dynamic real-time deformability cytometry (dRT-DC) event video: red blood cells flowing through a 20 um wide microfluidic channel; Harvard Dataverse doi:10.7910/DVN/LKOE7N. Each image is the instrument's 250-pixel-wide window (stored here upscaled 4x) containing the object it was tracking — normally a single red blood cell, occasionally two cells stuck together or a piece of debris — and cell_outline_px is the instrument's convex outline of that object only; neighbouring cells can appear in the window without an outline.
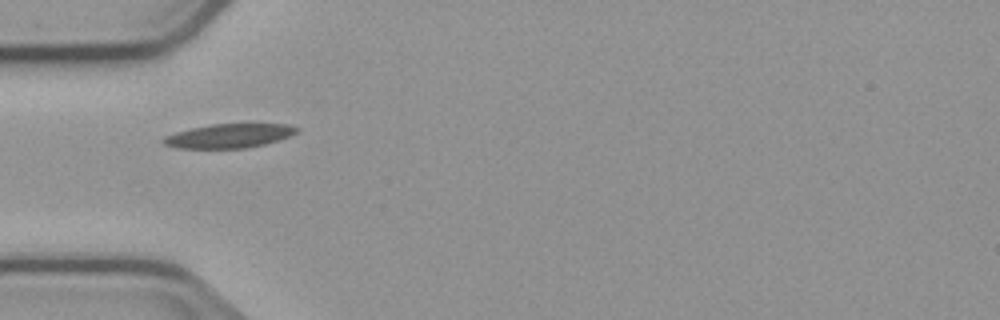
{"species": "common noctule bat (a hibernating species)", "species_latin": "Nyctalus noctula", "temperature_condition": "cold", "stored_images_in_passage": 5, "camera_frame_rate_fps": 3000, "um_per_image_px": 0.085, "animal": {"sex": "male", "body_mass_g": 23.1, "forearm_length_mm": 52.7}, "frame": {"image": 1, "passage_image": 1, "time_ms": 0.0, "image_size_px": [1000, 320], "cell_outline_px": [[300, 132], [280, 140], [248, 148], [176, 148], [164, 144], [160, 140], [164, 136], [176, 132], [192, 128], [212, 124], [288, 124], [300, 128]], "centroid_in_image_um": [19.51, 11.55], "position_along_channel_um": 65.5, "area_um2": 18.84}}
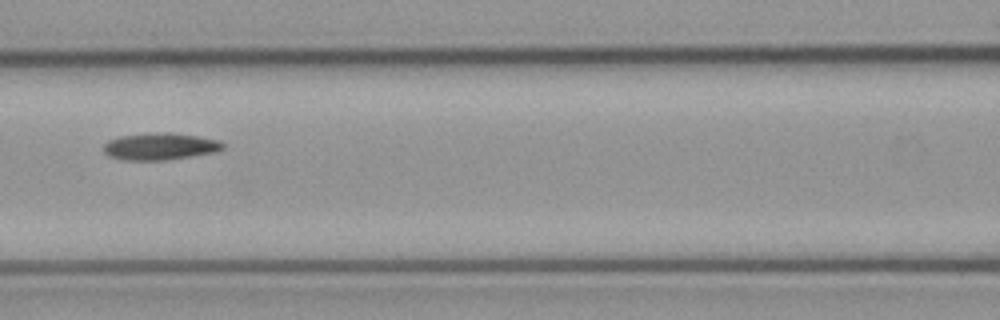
{"frame": {"image": 2, "passage_image": 3, "time_ms": 2.333, "image_size_px": [1000, 320], "cell_outline_px": [[224, 148], [216, 152], [168, 160], [124, 160], [108, 156], [104, 152], [104, 144], [108, 140], [120, 136], [168, 132], [172, 132], [220, 140], [224, 144]], "centroid_in_image_um": [13.62, 12.45], "position_along_channel_um": 153.0, "area_um2": 18.73}}
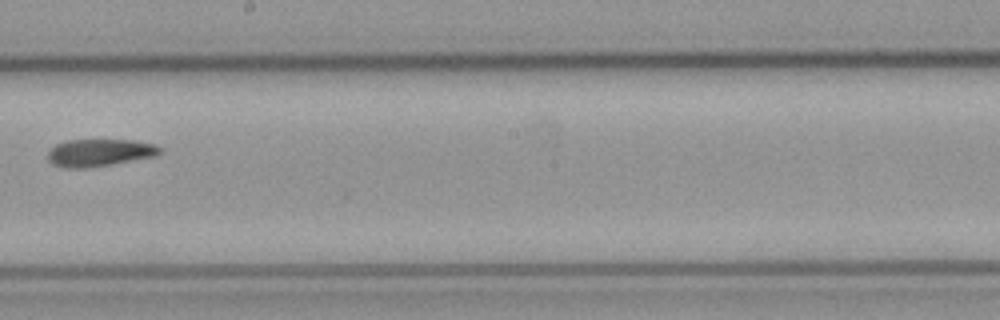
{"frame": {"image": 3, "passage_image": 5, "time_ms": 4.667, "image_size_px": [1000, 320], "cell_outline_px": [[164, 148], [156, 156], [84, 168], [68, 168], [52, 164], [48, 160], [48, 152], [56, 144], [68, 140], [136, 140], [156, 144]], "centroid_in_image_um": [8.49, 12.96], "position_along_channel_um": 239.7, "area_um2": 17.74}}